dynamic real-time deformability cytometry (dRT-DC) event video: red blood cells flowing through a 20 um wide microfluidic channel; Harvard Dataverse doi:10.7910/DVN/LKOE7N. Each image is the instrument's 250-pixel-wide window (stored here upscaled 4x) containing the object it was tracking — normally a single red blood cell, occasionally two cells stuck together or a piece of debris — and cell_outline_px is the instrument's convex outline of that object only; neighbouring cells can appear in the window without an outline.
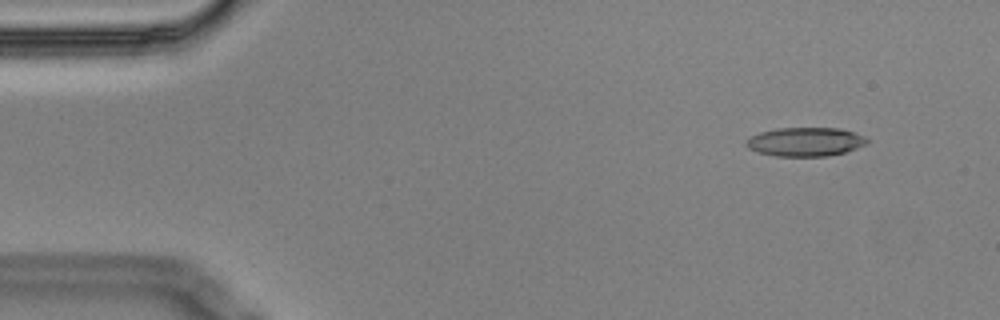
{"species": "Egyptian fruit bat (a non-hibernating species)", "species_latin": "Rousettus aegyptiacus", "temperature_condition": "cold", "stored_images_in_passage": 5, "camera_frame_rate_fps": 3000, "um_per_image_px": 0.085, "animal": {"sex": "male"}, "frame": {"image": 1, "passage_image": 2, "time_ms": 0.333, "image_size_px": [1000, 320], "cell_outline_px": [[872, 140], [868, 144], [844, 152], [828, 156], [776, 156], [756, 152], [748, 148], [744, 144], [752, 136], [760, 132], [776, 128], [840, 128], [856, 132]], "centroid_in_image_um": [68.5, 12.05], "position_along_channel_um": 16.5, "area_um2": 20.52}}